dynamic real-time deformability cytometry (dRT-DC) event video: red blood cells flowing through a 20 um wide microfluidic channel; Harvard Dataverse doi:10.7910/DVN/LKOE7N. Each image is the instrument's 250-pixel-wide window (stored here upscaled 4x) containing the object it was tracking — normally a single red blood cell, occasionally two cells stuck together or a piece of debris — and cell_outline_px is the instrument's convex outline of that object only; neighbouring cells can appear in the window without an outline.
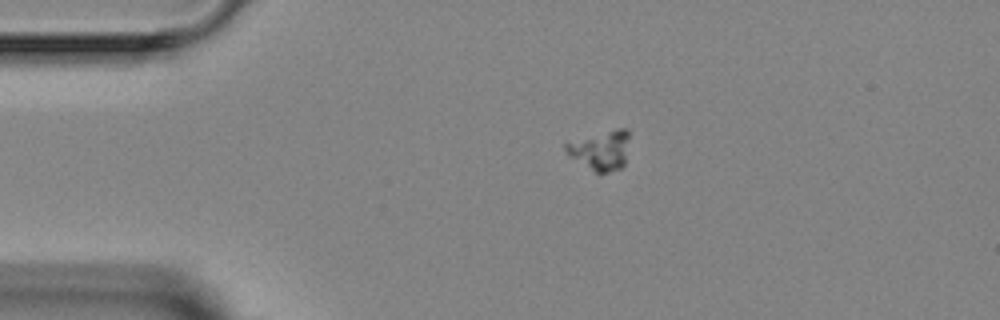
{"species": "Egyptian fruit bat (a non-hibernating species)", "species_latin": "Rousettus aegyptiacus", "temperature_condition": "room temperature", "stored_images_in_passage": 4, "camera_frame_rate_fps": 3000, "um_per_image_px": 0.085, "animal": {"sex": "female"}, "frame": {"image": 1, "passage_image": 4, "time_ms": 3.333, "image_size_px": [1000, 320], "cell_outline_px": [[628, 136], [624, 164], [620, 168], [608, 172], [596, 172], [568, 156], [564, 148], [564, 144], [616, 128], [628, 128]], "centroid_in_image_um": [51.05, 12.77], "position_along_channel_um": 34.0, "area_um2": 14.16}}